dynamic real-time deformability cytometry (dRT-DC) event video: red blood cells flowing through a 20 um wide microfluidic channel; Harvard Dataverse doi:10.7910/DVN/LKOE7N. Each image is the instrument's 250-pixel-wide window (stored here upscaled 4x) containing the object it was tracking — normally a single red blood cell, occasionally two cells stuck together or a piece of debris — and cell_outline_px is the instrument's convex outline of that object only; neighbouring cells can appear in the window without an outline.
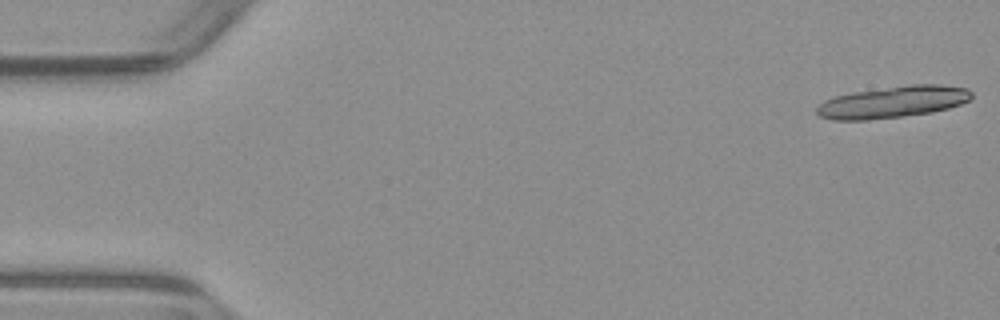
{"species": "common noctule bat (a hibernating species)", "species_latin": "Nyctalus noctula", "temperature_condition": "warm", "stored_images_in_passage": 20, "camera_frame_rate_fps": 3000, "um_per_image_px": 0.085, "animal": {"sex": "male", "body_mass_g": 23.1, "forearm_length_mm": 52.7}, "frame": {"image": 1, "passage_image": 1, "time_ms": 0.0, "image_size_px": [1000, 320], "cell_outline_px": [[972, 96], [968, 100], [960, 104], [948, 108], [932, 112], [868, 120], [832, 120], [820, 116], [816, 112], [816, 108], [824, 100], [836, 96], [852, 92], [912, 84], [936, 84], [968, 88], [972, 92]], "centroid_in_image_um": [75.88, 8.67], "position_along_channel_um": 9.1, "area_um2": 28.44}}